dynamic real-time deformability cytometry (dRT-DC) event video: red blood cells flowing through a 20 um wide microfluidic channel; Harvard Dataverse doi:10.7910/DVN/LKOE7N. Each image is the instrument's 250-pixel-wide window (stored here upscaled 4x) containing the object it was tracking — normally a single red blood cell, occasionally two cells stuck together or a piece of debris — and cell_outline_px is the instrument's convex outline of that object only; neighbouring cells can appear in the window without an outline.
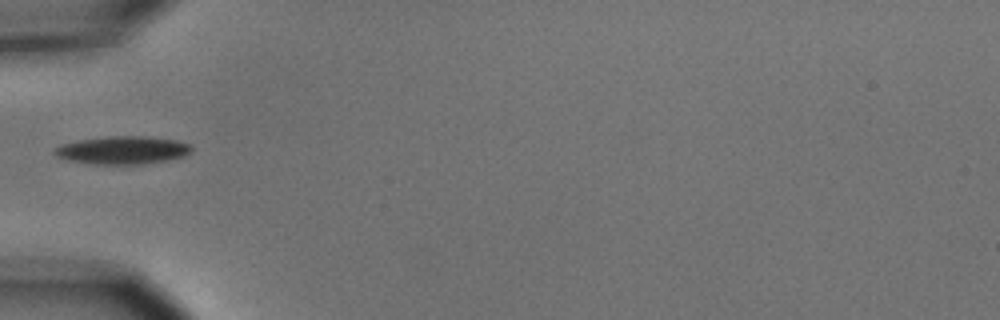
{"species": "common noctule bat (a hibernating species)", "species_latin": "Nyctalus noctula", "temperature_condition": "cold", "stored_images_in_passage": 2, "camera_frame_rate_fps": 3000, "um_per_image_px": 0.085, "animal": {"sex": "male", "body_mass_g": 15.6}, "frame": {"image": 1, "passage_image": 2, "time_ms": 1.0, "image_size_px": [1000, 320], "cell_outline_px": [[192, 152], [184, 156], [168, 160], [144, 164], [92, 164], [68, 160], [56, 156], [52, 152], [52, 148], [60, 144], [80, 140], [108, 136], [148, 136], [176, 140], [192, 144]], "centroid_in_image_um": [10.42, 12.76], "position_along_channel_um": 74.6, "area_um2": 22.6}}